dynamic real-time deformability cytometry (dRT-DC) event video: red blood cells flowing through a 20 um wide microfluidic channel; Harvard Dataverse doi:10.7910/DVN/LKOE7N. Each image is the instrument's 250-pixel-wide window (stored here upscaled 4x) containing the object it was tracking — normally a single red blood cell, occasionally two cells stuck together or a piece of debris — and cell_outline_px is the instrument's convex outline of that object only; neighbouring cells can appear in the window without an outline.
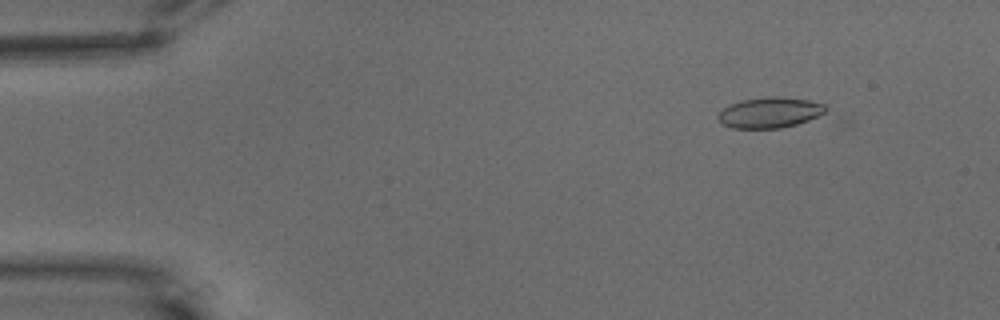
{"species": "common noctule bat (a hibernating species)", "species_latin": "Nyctalus noctula", "temperature_condition": "warm", "stored_images_in_passage": 16, "camera_frame_rate_fps": 3000, "um_per_image_px": 0.085, "animal": {"sex": "male", "body_mass_g": 15.6}, "frame": {"image": 1, "passage_image": 7, "time_ms": 2.0, "image_size_px": [1000, 320], "cell_outline_px": [[828, 108], [824, 112], [808, 120], [796, 124], [780, 128], [732, 128], [724, 124], [716, 116], [728, 104], [740, 100], [772, 96], [780, 96], [808, 100], [824, 104]], "centroid_in_image_um": [65.41, 9.55], "position_along_channel_um": 19.6, "area_um2": 19.07}}